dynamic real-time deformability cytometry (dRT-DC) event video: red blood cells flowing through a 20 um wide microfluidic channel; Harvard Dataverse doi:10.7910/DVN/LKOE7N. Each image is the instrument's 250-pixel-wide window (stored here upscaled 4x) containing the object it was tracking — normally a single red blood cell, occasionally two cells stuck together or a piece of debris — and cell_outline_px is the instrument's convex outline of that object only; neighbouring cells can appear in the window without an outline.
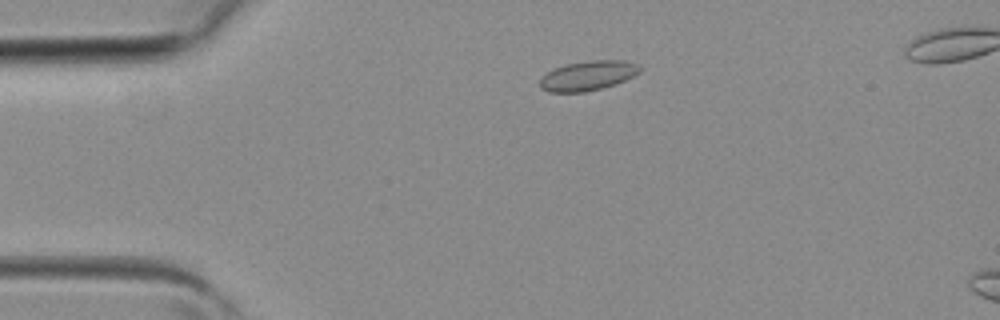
{"species": "common noctule bat (a hibernating species)", "species_latin": "Nyctalus noctula", "temperature_condition": "room temperature", "stored_images_in_passage": 3, "camera_frame_rate_fps": 3000, "um_per_image_px": 0.085, "animal": {"sex": "female", "body_mass_g": 19.3, "forearm_length_mm": 54.1}, "frame": {"image": 1, "passage_image": 1, "time_ms": 0.0, "image_size_px": [1000, 320], "cell_outline_px": [[644, 68], [640, 72], [616, 84], [584, 92], [548, 92], [540, 88], [540, 76], [552, 68], [568, 64], [588, 60], [624, 60], [636, 64]], "centroid_in_image_um": [49.94, 6.42], "position_along_channel_um": 35.1, "area_um2": 17.4}}